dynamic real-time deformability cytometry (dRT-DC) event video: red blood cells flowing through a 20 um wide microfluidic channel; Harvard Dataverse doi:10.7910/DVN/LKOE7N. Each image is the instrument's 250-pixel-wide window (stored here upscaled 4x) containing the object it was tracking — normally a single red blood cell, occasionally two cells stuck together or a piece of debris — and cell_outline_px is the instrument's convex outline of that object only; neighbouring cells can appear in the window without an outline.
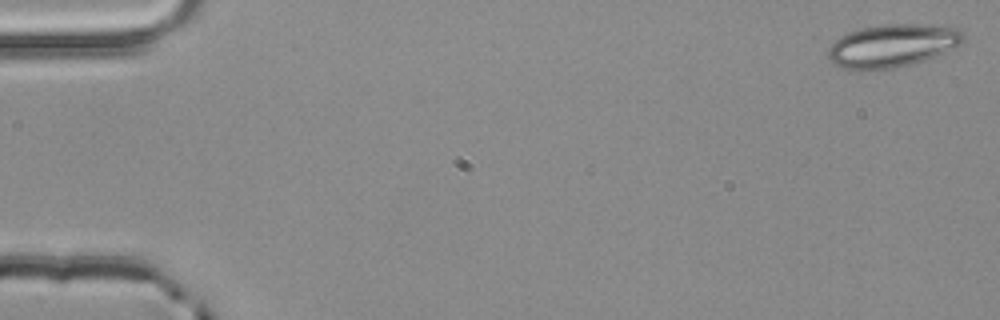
{"species": "common noctule bat (a hibernating species)", "species_latin": "Nyctalus noctula", "temperature_condition": "room temperature", "stored_images_in_passage": 4, "camera_frame_rate_fps": 3000, "um_per_image_px": 0.085, "animal": {"sex": "male", "body_mass_g": 20.4}, "frame": {"image": 1, "passage_image": 1, "time_ms": 0.0, "image_size_px": [1000, 320], "cell_outline_px": [[964, 44], [924, 60], [892, 68], [860, 72], [844, 68], [828, 60], [828, 48], [840, 36], [848, 32], [860, 28], [880, 24], [948, 24], [960, 28], [964, 32]], "centroid_in_image_um": [75.89, 3.86], "position_along_channel_um": 9.1, "area_um2": 34.62}}